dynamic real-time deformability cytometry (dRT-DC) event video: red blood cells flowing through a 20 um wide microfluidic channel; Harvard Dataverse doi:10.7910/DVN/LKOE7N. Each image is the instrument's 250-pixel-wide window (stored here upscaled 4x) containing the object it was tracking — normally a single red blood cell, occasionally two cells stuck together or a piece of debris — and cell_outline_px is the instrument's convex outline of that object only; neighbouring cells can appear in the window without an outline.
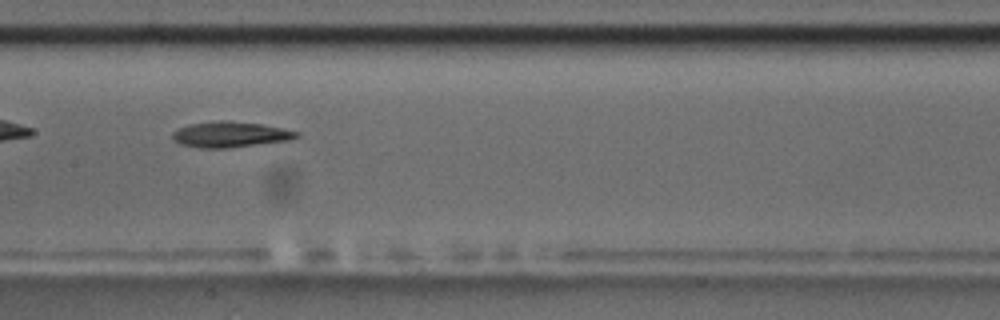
{"species": "common noctule bat (a hibernating species)", "species_latin": "Nyctalus noctula", "temperature_condition": "room temperature", "stored_images_in_passage": 7, "camera_frame_rate_fps": 3000, "um_per_image_px": 0.085, "animal": {"sex": "male", "body_mass_g": 17.5, "forearm_length_mm": 52.3}, "frame": {"image": 1, "passage_image": 6, "time_ms": 5.667, "image_size_px": [1000, 320], "cell_outline_px": [[300, 136], [288, 140], [228, 148], [200, 148], [180, 144], [172, 140], [172, 132], [188, 124], [220, 120], [228, 120], [260, 124], [300, 132]], "centroid_in_image_um": [19.53, 11.43], "position_along_channel_um": 187.9, "area_um2": 18.5}}